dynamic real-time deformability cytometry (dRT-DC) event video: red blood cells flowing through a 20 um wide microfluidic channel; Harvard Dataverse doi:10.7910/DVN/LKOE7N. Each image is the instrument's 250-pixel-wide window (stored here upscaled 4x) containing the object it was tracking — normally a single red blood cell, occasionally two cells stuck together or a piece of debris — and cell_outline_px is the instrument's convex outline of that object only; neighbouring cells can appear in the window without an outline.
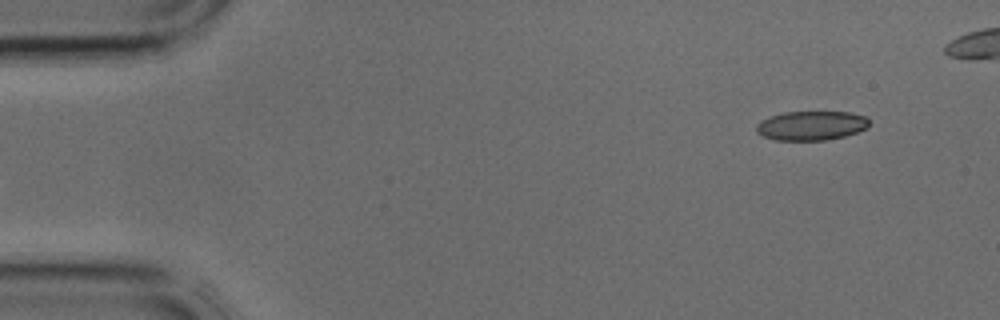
{"species": "common noctule bat (a hibernating species)", "species_latin": "Nyctalus noctula", "temperature_condition": "cold", "stored_images_in_passage": 3, "segment_of_instrument_passage": [2, 2], "camera_frame_rate_fps": 3000, "um_per_image_px": 0.085, "animal": {"sex": "male", "body_mass_g": 17.9, "forearm_length_mm": 54.2}, "frame": {"image": 1, "passage_image": 3, "time_ms": 0.667, "image_size_px": [1000, 320], "cell_outline_px": [[868, 128], [844, 136], [824, 140], [776, 140], [764, 136], [756, 132], [756, 124], [772, 116], [784, 112], [848, 112], [864, 116], [868, 120]], "centroid_in_image_um": [68.96, 10.68], "position_along_channel_um": 16.0, "area_um2": 18.96}}